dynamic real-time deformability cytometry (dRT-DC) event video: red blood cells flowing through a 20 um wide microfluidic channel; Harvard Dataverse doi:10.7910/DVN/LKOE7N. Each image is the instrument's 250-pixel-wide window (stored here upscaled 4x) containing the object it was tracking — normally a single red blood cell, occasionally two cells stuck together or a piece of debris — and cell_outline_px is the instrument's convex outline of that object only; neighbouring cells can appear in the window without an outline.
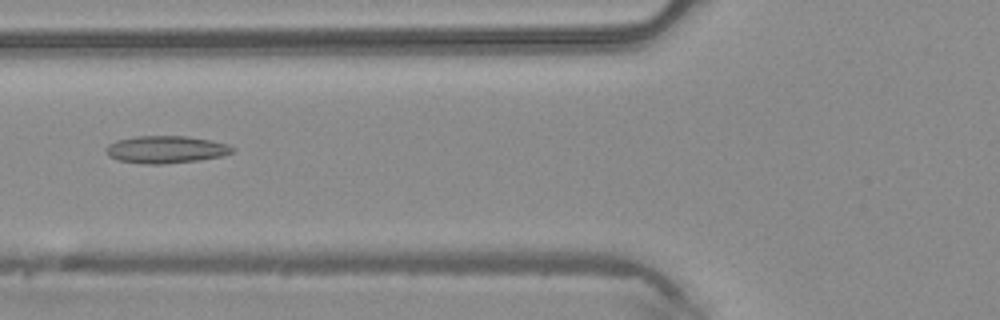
{"species": "common noctule bat (a hibernating species)", "species_latin": "Nyctalus noctula", "temperature_condition": "warm", "stored_images_in_passage": 48, "camera_frame_rate_fps": 3000, "um_per_image_px": 0.085, "animal": {"sex": "male", "body_mass_g": 20.4}, "frame": {"image": 1, "passage_image": 19, "time_ms": 6.0, "image_size_px": [1000, 320], "cell_outline_px": [[236, 152], [224, 156], [200, 160], [160, 164], [148, 164], [120, 160], [108, 156], [104, 148], [108, 144], [116, 140], [136, 136], [184, 136], [208, 140], [228, 144], [236, 148]], "centroid_in_image_um": [14.13, 12.7], "position_along_channel_um": 111.7, "area_um2": 20.23}}
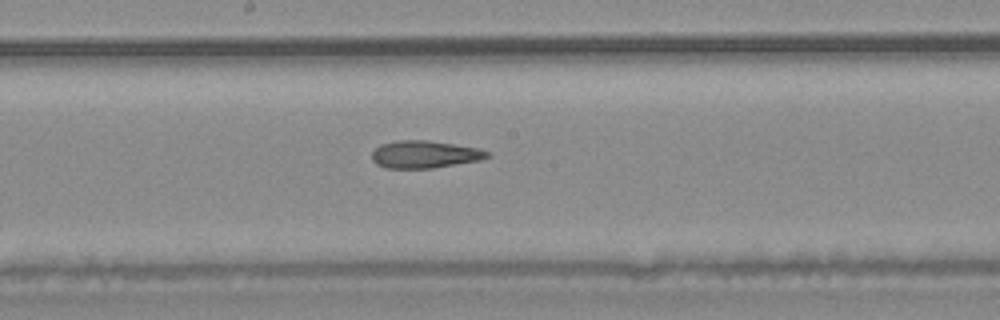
{"frame": {"image": 2, "passage_image": 26, "time_ms": 8.333, "image_size_px": [1000, 320], "cell_outline_px": [[488, 156], [480, 160], [432, 168], [384, 168], [376, 164], [372, 160], [372, 152], [380, 144], [400, 140], [428, 140], [476, 148], [488, 152]], "centroid_in_image_um": [36.03, 13.12], "position_along_channel_um": 212.2, "area_um2": 18.21}}
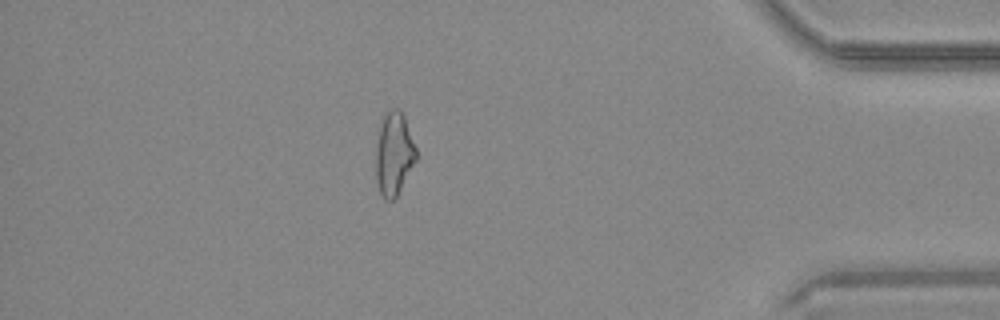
{"frame": {"image": 3, "passage_image": 42, "time_ms": 13.667, "image_size_px": [1000, 320], "cell_outline_px": [[416, 160], [396, 196], [392, 200], [384, 200], [380, 192], [376, 180], [376, 148], [380, 124], [384, 116], [392, 108], [400, 108], [404, 116], [416, 148]], "centroid_in_image_um": [33.47, 13.07], "position_along_channel_um": 401.7, "area_um2": 19.25}}